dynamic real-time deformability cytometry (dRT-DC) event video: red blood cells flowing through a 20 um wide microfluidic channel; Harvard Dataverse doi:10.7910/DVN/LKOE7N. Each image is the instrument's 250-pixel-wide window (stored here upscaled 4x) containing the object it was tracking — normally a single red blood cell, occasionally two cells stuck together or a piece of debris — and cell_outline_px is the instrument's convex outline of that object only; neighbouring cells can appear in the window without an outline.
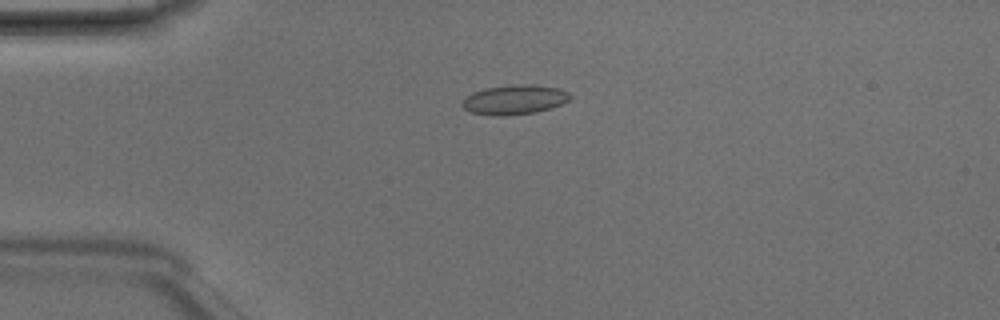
{"species": "Egyptian fruit bat (a non-hibernating species)", "species_latin": "Rousettus aegyptiacus", "temperature_condition": "room temperature", "stored_images_in_passage": 5, "camera_frame_rate_fps": 3000, "um_per_image_px": 0.085, "animal": {"sex": "male"}, "frame": {"image": 1, "passage_image": 4, "time_ms": 1.0, "image_size_px": [1000, 320], "cell_outline_px": [[572, 96], [568, 100], [560, 104], [536, 112], [508, 116], [492, 116], [472, 112], [464, 108], [460, 104], [472, 92], [484, 88], [524, 84], [556, 88], [568, 92]], "centroid_in_image_um": [43.69, 8.49], "position_along_channel_um": 41.3, "area_um2": 18.26}}